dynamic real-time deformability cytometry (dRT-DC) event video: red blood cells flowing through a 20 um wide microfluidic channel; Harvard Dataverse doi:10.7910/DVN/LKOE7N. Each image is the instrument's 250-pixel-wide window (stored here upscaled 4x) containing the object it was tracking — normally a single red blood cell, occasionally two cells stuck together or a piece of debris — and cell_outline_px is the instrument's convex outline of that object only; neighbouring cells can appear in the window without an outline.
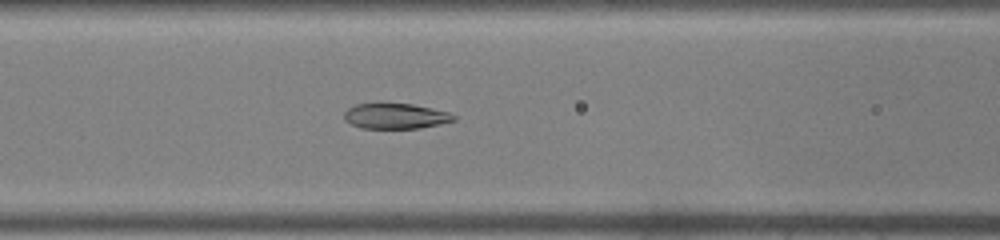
{"species": "common noctule bat (a hibernating species)", "species_latin": "Nyctalus noctula", "temperature_condition": "warm", "stored_images_in_passage": 31, "camera_frame_rate_fps": 3000, "um_per_image_px": 0.085, "animal": {"sex": "male", "body_mass_g": 19.0, "forearm_length_mm": 50.8}, "frame": {"image": 1, "passage_image": 6, "time_ms": 1.667, "image_size_px": [1000, 240], "cell_outline_px": [[456, 120], [440, 124], [420, 128], [360, 128], [344, 120], [344, 112], [348, 108], [356, 104], [380, 100], [412, 104], [432, 108], [448, 112], [456, 116]], "centroid_in_image_um": [33.57, 9.82], "position_along_channel_um": 133.0, "area_um2": 16.94}}
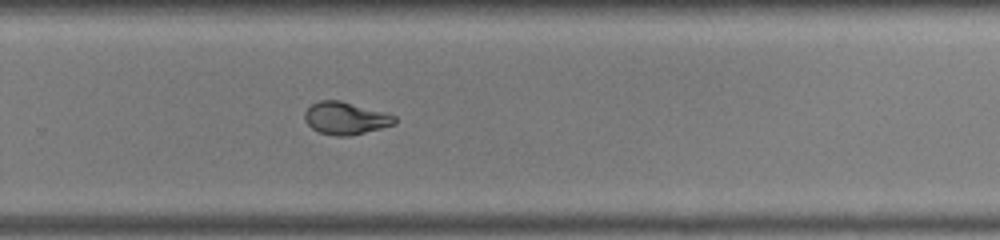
{"frame": {"image": 2, "passage_image": 17, "time_ms": 5.333, "image_size_px": [1000, 240], "cell_outline_px": [[396, 124], [348, 136], [336, 136], [320, 132], [312, 128], [304, 120], [304, 112], [312, 104], [320, 100], [340, 100], [384, 112], [396, 116]], "centroid_in_image_um": [29.36, 10.04], "position_along_channel_um": 300.4, "area_um2": 16.88}}
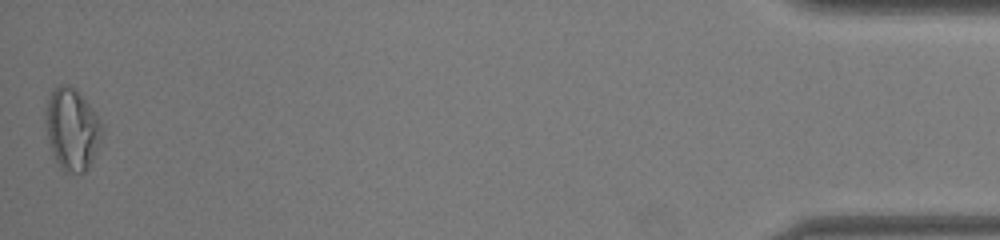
{"frame": {"image": 3, "passage_image": 31, "time_ms": 10.0, "image_size_px": [1000, 240], "cell_outline_px": [[104, 136], [88, 168], [84, 172], [64, 172], [60, 168], [48, 144], [44, 112], [52, 88], [60, 84], [68, 84], [80, 92], [96, 112], [104, 128]], "centroid_in_image_um": [6.13, 10.95], "position_along_channel_um": 429.1, "area_um2": 27.51}}